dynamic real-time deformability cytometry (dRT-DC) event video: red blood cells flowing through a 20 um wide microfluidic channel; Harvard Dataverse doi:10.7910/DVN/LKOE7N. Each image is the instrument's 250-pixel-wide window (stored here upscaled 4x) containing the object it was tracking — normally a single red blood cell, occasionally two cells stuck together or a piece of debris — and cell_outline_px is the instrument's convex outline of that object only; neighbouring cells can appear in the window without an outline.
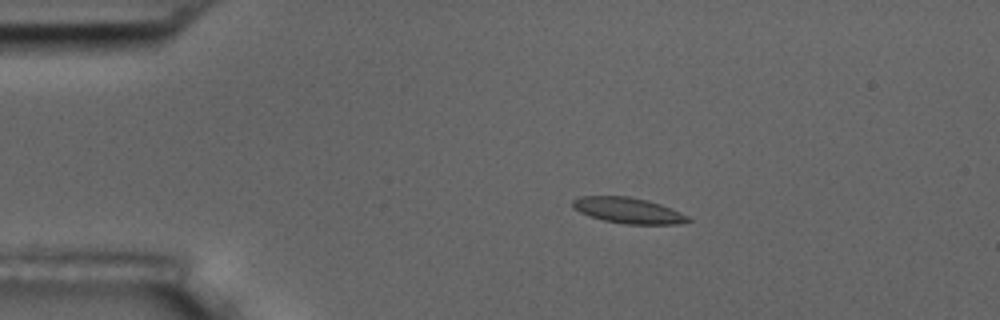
{"species": "common noctule bat (a hibernating species)", "species_latin": "Nyctalus noctula", "temperature_condition": "room temperature", "stored_images_in_passage": 56, "camera_frame_rate_fps": 3000, "um_per_image_px": 0.085, "animal": {"sex": "male", "body_mass_g": 17.5, "forearm_length_mm": 52.3}, "frame": {"image": 1, "passage_image": 10, "time_ms": 3.0, "image_size_px": [1000, 320], "cell_outline_px": [[692, 220], [676, 224], [624, 224], [604, 220], [580, 212], [572, 208], [572, 200], [580, 196], [628, 196], [648, 200], [672, 208], [688, 216]], "centroid_in_image_um": [53.39, 17.88], "position_along_channel_um": 31.6, "area_um2": 17.28}}
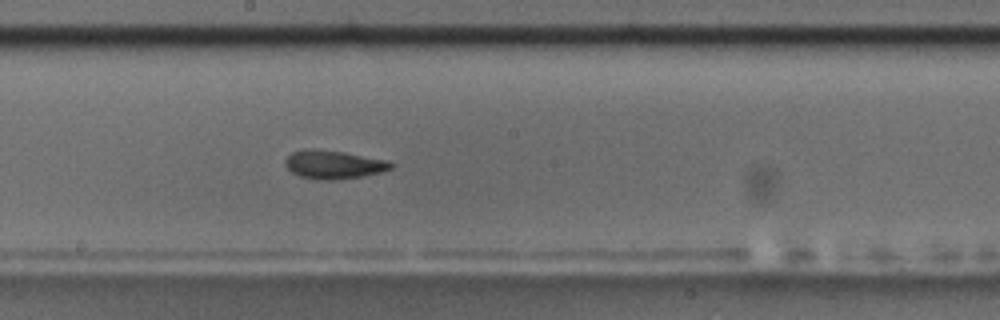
{"frame": {"image": 2, "passage_image": 30, "time_ms": 9.667, "image_size_px": [1000, 320], "cell_outline_px": [[396, 164], [392, 168], [384, 172], [364, 176], [332, 180], [316, 180], [300, 176], [292, 172], [284, 164], [284, 160], [292, 152], [304, 148], [316, 148], [344, 152], [388, 160]], "centroid_in_image_um": [28.38, 13.98], "position_along_channel_um": 219.8, "area_um2": 17.92}}
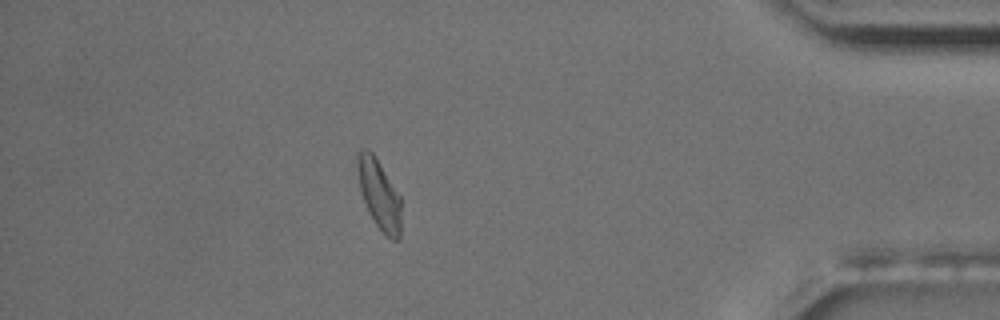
{"frame": {"image": 3, "passage_image": 49, "time_ms": 16.0, "image_size_px": [1000, 320], "cell_outline_px": [[400, 240], [392, 240], [376, 224], [368, 212], [360, 188], [356, 168], [356, 152], [360, 148], [368, 148], [376, 156], [400, 196]], "centroid_in_image_um": [32.2, 16.44], "position_along_channel_um": 403.0, "area_um2": 17.8}, "authors_computed_cell_mechanics": {"area_um2": 17.3689, "velocity_mm_per_s": 3.5666, "shape_relaxation_time_tau1_ms": 10.1627, "shape_relaxation_time_tau2_ms": 4.5236, "deformation_change_tau1": 0.2118, "deformation_change_tau2": 0.0891}}